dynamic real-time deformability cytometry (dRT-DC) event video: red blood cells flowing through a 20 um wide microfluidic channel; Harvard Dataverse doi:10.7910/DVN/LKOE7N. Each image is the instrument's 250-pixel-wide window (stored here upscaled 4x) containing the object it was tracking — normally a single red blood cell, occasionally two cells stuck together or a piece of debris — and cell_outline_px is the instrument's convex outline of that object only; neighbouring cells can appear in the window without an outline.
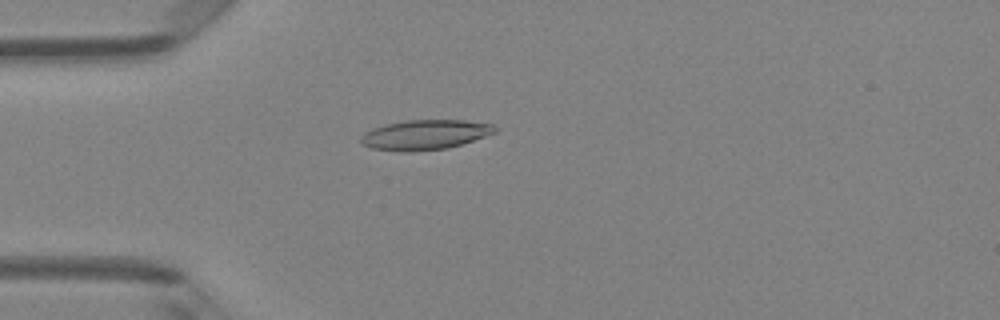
{"species": "Egyptian fruit bat (a non-hibernating species)", "species_latin": "Rousettus aegyptiacus", "temperature_condition": "room temperature", "stored_images_in_passage": 50, "camera_frame_rate_fps": 3000, "um_per_image_px": 0.085, "animal": {"sex": "female"}, "frame": {"image": 1, "passage_image": 14, "time_ms": 4.333, "image_size_px": [1000, 320], "cell_outline_px": [[496, 132], [448, 148], [412, 152], [404, 152], [372, 148], [364, 144], [360, 140], [360, 136], [364, 132], [372, 128], [388, 124], [408, 120], [464, 120], [492, 124], [496, 128]], "centroid_in_image_um": [36.1, 11.45], "position_along_channel_um": 48.9, "area_um2": 23.12}}
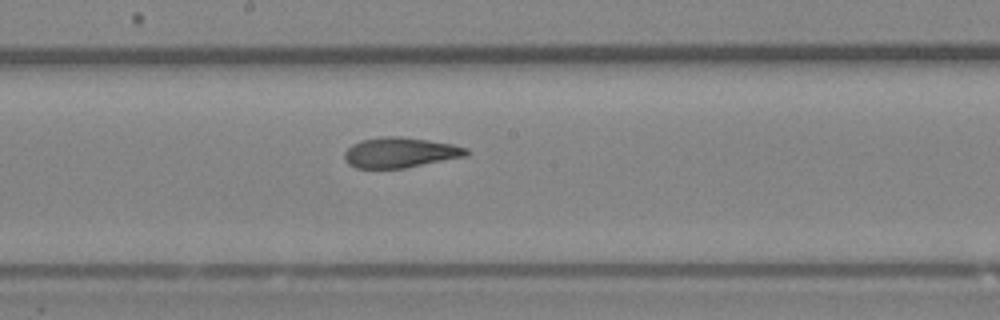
{"frame": {"image": 2, "passage_image": 27, "time_ms": 8.667, "image_size_px": [1000, 320], "cell_outline_px": [[468, 156], [404, 168], [356, 168], [348, 164], [344, 160], [344, 152], [352, 144], [360, 140], [380, 136], [400, 136], [428, 140], [452, 144], [468, 148]], "centroid_in_image_um": [33.99, 12.96], "position_along_channel_um": 214.2, "area_um2": 21.68}}
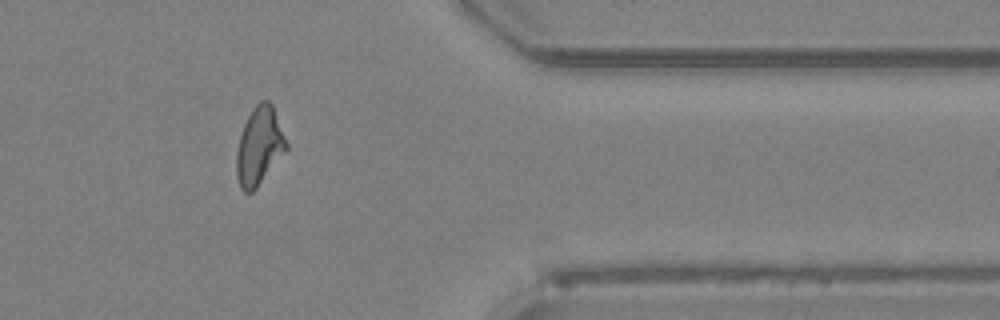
{"frame": {"image": 3, "passage_image": 41, "time_ms": 13.333, "image_size_px": [1000, 320], "cell_outline_px": [[288, 148], [256, 188], [252, 192], [244, 192], [240, 188], [236, 176], [236, 152], [240, 136], [244, 124], [252, 108], [260, 100], [268, 100], [272, 104], [288, 144]], "centroid_in_image_um": [22.03, 12.41], "position_along_channel_um": 389.4, "area_um2": 22.48}, "authors_computed_cell_mechanics": {"area_um2": 22.1952, "velocity_mm_per_s": 4.1367, "shape_relaxation_time_tau1_ms": 8.1304, "shape_relaxation_time_tau2_ms": 2.6405, "deformation_change_tau1": 0.2264, "deformation_change_tau2": 0.1013}}